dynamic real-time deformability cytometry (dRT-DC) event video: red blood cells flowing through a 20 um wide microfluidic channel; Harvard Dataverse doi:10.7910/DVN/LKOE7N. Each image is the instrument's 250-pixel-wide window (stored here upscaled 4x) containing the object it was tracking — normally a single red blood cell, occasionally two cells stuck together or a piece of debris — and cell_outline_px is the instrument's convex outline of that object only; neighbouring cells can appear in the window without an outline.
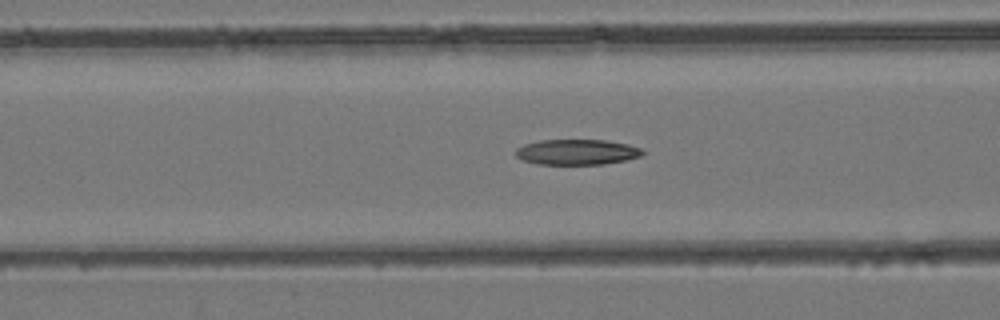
{"species": "common noctule bat (a hibernating species)", "species_latin": "Nyctalus noctula", "temperature_condition": "room temperature", "stored_images_in_passage": 46, "camera_frame_rate_fps": 3000, "um_per_image_px": 0.085, "animal": {"sex": "female", "body_mass_g": 24.6, "forearm_length_mm": 56.2}, "frame": {"image": 1, "passage_image": 19, "time_ms": 6.0, "image_size_px": [1000, 320], "cell_outline_px": [[644, 152], [640, 156], [624, 160], [604, 164], [536, 164], [524, 160], [516, 156], [516, 148], [524, 144], [540, 140], [604, 140], [628, 144], [640, 148]], "centroid_in_image_um": [49.01, 12.92], "position_along_channel_um": 117.6, "area_um2": 18.67}}
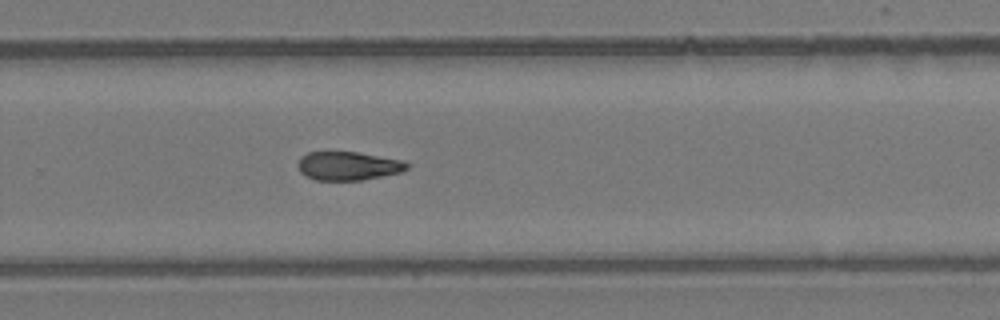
{"frame": {"image": 2, "passage_image": 31, "time_ms": 10.0, "image_size_px": [1000, 320], "cell_outline_px": [[408, 168], [400, 172], [360, 180], [316, 180], [300, 172], [300, 156], [308, 152], [356, 152], [404, 160], [408, 164]], "centroid_in_image_um": [29.61, 14.09], "position_along_channel_um": 300.2, "area_um2": 17.86}}
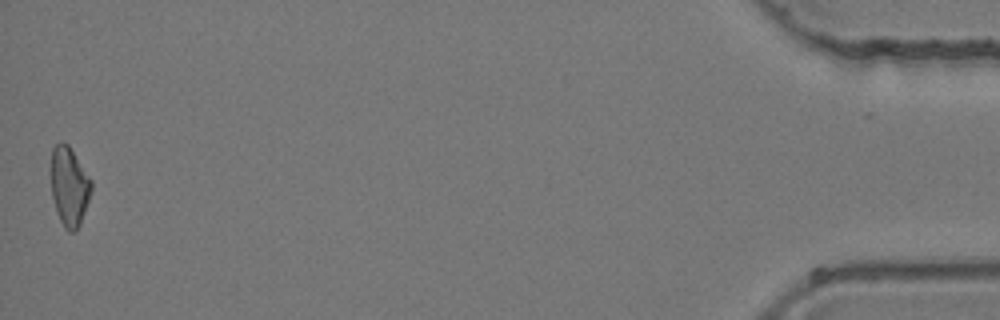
{"frame": {"image": 3, "passage_image": 46, "time_ms": 15.0, "image_size_px": [1000, 320], "cell_outline_px": [[92, 188], [80, 224], [72, 232], [68, 232], [64, 228], [60, 220], [52, 196], [52, 148], [60, 140], [68, 144], [92, 180]], "centroid_in_image_um": [5.9, 15.82], "position_along_channel_um": 429.3, "area_um2": 18.26}}